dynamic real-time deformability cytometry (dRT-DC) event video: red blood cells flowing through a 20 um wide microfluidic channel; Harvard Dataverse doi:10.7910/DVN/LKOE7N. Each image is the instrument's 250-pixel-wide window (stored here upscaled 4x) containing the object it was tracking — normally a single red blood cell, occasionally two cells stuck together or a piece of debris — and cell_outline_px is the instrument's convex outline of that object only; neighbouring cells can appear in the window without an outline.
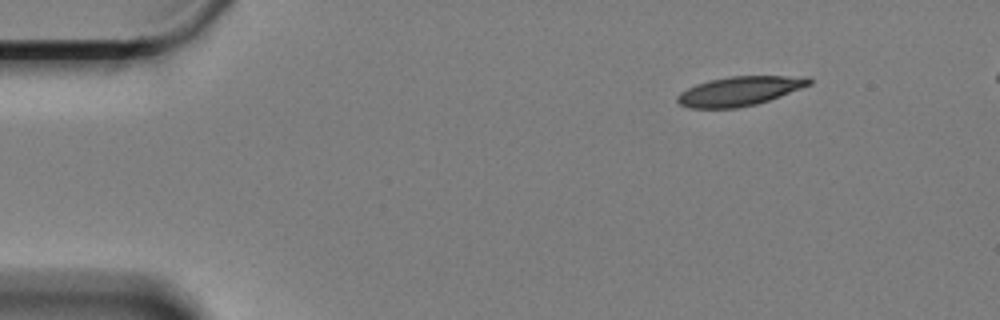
{"species": "Egyptian fruit bat (a non-hibernating species)", "species_latin": "Rousettus aegyptiacus", "temperature_condition": "cold", "stored_images_in_passage": 53, "camera_frame_rate_fps": 3000, "um_per_image_px": 0.085, "animal": {"sex": "female"}, "frame": {"image": 1, "passage_image": 1, "time_ms": 0.0, "image_size_px": [1000, 320], "cell_outline_px": [[812, 84], [780, 96], [756, 104], [736, 108], [688, 108], [680, 104], [676, 100], [676, 96], [680, 92], [696, 84], [708, 80], [732, 76], [808, 76], [812, 80]], "centroid_in_image_um": [62.86, 7.74], "position_along_channel_um": 22.1, "area_um2": 22.48}}
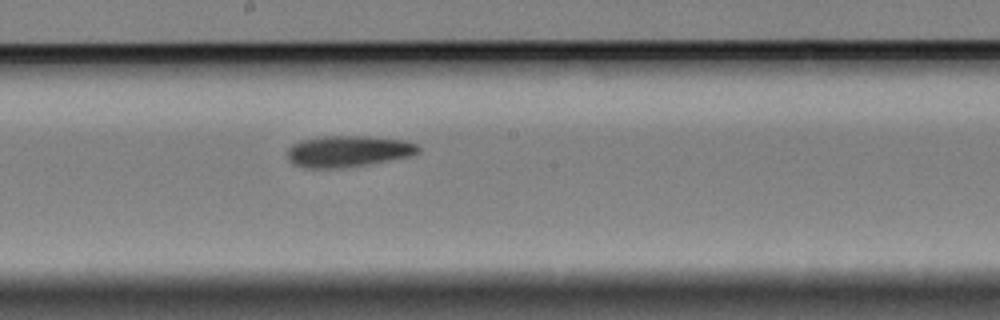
{"frame": {"image": 2, "passage_image": 26, "time_ms": 8.333, "image_size_px": [1000, 320], "cell_outline_px": [[420, 152], [408, 156], [368, 164], [344, 168], [304, 168], [292, 164], [288, 160], [288, 148], [292, 144], [300, 140], [324, 136], [368, 136], [404, 140], [416, 144], [420, 148]], "centroid_in_image_um": [29.55, 12.86], "position_along_channel_um": 218.7, "area_um2": 23.99}}
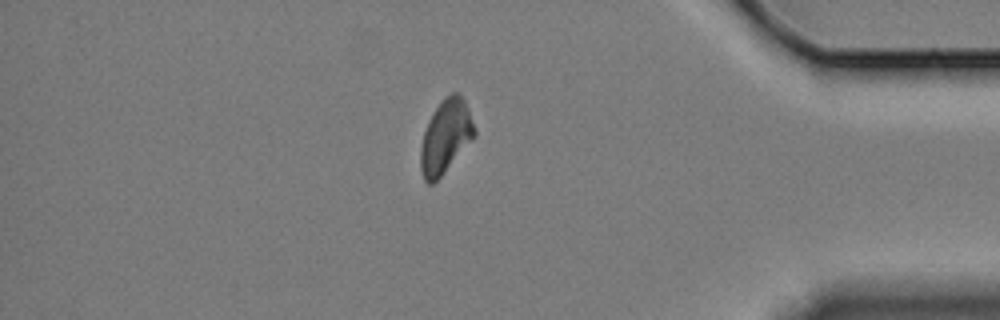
{"frame": {"image": 3, "passage_image": 45, "time_ms": 14.667, "image_size_px": [1000, 320], "cell_outline_px": [[476, 136], [440, 176], [432, 184], [428, 184], [424, 180], [420, 168], [420, 148], [424, 132], [428, 120], [444, 96], [452, 92], [456, 92], [464, 100], [468, 108], [476, 128]], "centroid_in_image_um": [37.88, 11.6], "position_along_channel_um": 397.3, "area_um2": 22.95}}